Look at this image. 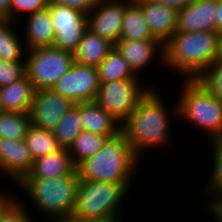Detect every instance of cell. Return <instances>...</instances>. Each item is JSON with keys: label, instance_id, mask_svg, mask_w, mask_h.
<instances>
[{"label": "cell", "instance_id": "cell-26", "mask_svg": "<svg viewBox=\"0 0 222 222\" xmlns=\"http://www.w3.org/2000/svg\"><path fill=\"white\" fill-rule=\"evenodd\" d=\"M79 113V103L71 107L52 130L61 148H70L76 137L83 131Z\"/></svg>", "mask_w": 222, "mask_h": 222}, {"label": "cell", "instance_id": "cell-36", "mask_svg": "<svg viewBox=\"0 0 222 222\" xmlns=\"http://www.w3.org/2000/svg\"><path fill=\"white\" fill-rule=\"evenodd\" d=\"M150 1L158 2L163 5L171 6L176 10H180L185 6H187L193 0H150Z\"/></svg>", "mask_w": 222, "mask_h": 222}, {"label": "cell", "instance_id": "cell-9", "mask_svg": "<svg viewBox=\"0 0 222 222\" xmlns=\"http://www.w3.org/2000/svg\"><path fill=\"white\" fill-rule=\"evenodd\" d=\"M47 8L55 29L53 46L74 53L88 30L87 14L56 3H49Z\"/></svg>", "mask_w": 222, "mask_h": 222}, {"label": "cell", "instance_id": "cell-18", "mask_svg": "<svg viewBox=\"0 0 222 222\" xmlns=\"http://www.w3.org/2000/svg\"><path fill=\"white\" fill-rule=\"evenodd\" d=\"M83 131L113 137L121 132V124L95 101L79 103Z\"/></svg>", "mask_w": 222, "mask_h": 222}, {"label": "cell", "instance_id": "cell-17", "mask_svg": "<svg viewBox=\"0 0 222 222\" xmlns=\"http://www.w3.org/2000/svg\"><path fill=\"white\" fill-rule=\"evenodd\" d=\"M25 19L26 24H24V28L22 27L23 31L21 29V32L27 50L35 47L53 46L55 29L48 8L27 15Z\"/></svg>", "mask_w": 222, "mask_h": 222}, {"label": "cell", "instance_id": "cell-41", "mask_svg": "<svg viewBox=\"0 0 222 222\" xmlns=\"http://www.w3.org/2000/svg\"><path fill=\"white\" fill-rule=\"evenodd\" d=\"M217 60L222 61V34H220V37H219V52H218Z\"/></svg>", "mask_w": 222, "mask_h": 222}, {"label": "cell", "instance_id": "cell-13", "mask_svg": "<svg viewBox=\"0 0 222 222\" xmlns=\"http://www.w3.org/2000/svg\"><path fill=\"white\" fill-rule=\"evenodd\" d=\"M33 162L25 140L0 138V174L3 176L2 178H7V181L10 180L15 186L25 175L29 174Z\"/></svg>", "mask_w": 222, "mask_h": 222}, {"label": "cell", "instance_id": "cell-42", "mask_svg": "<svg viewBox=\"0 0 222 222\" xmlns=\"http://www.w3.org/2000/svg\"><path fill=\"white\" fill-rule=\"evenodd\" d=\"M0 112H2V106H1V101H0Z\"/></svg>", "mask_w": 222, "mask_h": 222}, {"label": "cell", "instance_id": "cell-14", "mask_svg": "<svg viewBox=\"0 0 222 222\" xmlns=\"http://www.w3.org/2000/svg\"><path fill=\"white\" fill-rule=\"evenodd\" d=\"M114 47L138 76L143 73L141 71H145L146 67H151L150 65L154 62V59L160 63V67L163 66L161 68H164V49L159 40H119Z\"/></svg>", "mask_w": 222, "mask_h": 222}, {"label": "cell", "instance_id": "cell-7", "mask_svg": "<svg viewBox=\"0 0 222 222\" xmlns=\"http://www.w3.org/2000/svg\"><path fill=\"white\" fill-rule=\"evenodd\" d=\"M25 62L35 91L52 89L74 63V54L55 46L35 47L27 50Z\"/></svg>", "mask_w": 222, "mask_h": 222}, {"label": "cell", "instance_id": "cell-39", "mask_svg": "<svg viewBox=\"0 0 222 222\" xmlns=\"http://www.w3.org/2000/svg\"><path fill=\"white\" fill-rule=\"evenodd\" d=\"M217 32L222 34V0H217L216 17Z\"/></svg>", "mask_w": 222, "mask_h": 222}, {"label": "cell", "instance_id": "cell-27", "mask_svg": "<svg viewBox=\"0 0 222 222\" xmlns=\"http://www.w3.org/2000/svg\"><path fill=\"white\" fill-rule=\"evenodd\" d=\"M109 137L82 131L69 148L72 162L77 167L85 159L97 154Z\"/></svg>", "mask_w": 222, "mask_h": 222}, {"label": "cell", "instance_id": "cell-37", "mask_svg": "<svg viewBox=\"0 0 222 222\" xmlns=\"http://www.w3.org/2000/svg\"><path fill=\"white\" fill-rule=\"evenodd\" d=\"M0 20H11V0H0Z\"/></svg>", "mask_w": 222, "mask_h": 222}, {"label": "cell", "instance_id": "cell-38", "mask_svg": "<svg viewBox=\"0 0 222 222\" xmlns=\"http://www.w3.org/2000/svg\"><path fill=\"white\" fill-rule=\"evenodd\" d=\"M207 213L212 216L211 218L214 217L215 222H222V200L211 206Z\"/></svg>", "mask_w": 222, "mask_h": 222}, {"label": "cell", "instance_id": "cell-11", "mask_svg": "<svg viewBox=\"0 0 222 222\" xmlns=\"http://www.w3.org/2000/svg\"><path fill=\"white\" fill-rule=\"evenodd\" d=\"M75 104L52 89L37 90L29 110L32 125L52 131L65 113Z\"/></svg>", "mask_w": 222, "mask_h": 222}, {"label": "cell", "instance_id": "cell-23", "mask_svg": "<svg viewBox=\"0 0 222 222\" xmlns=\"http://www.w3.org/2000/svg\"><path fill=\"white\" fill-rule=\"evenodd\" d=\"M119 40H158L152 36L143 10L135 0L125 8Z\"/></svg>", "mask_w": 222, "mask_h": 222}, {"label": "cell", "instance_id": "cell-22", "mask_svg": "<svg viewBox=\"0 0 222 222\" xmlns=\"http://www.w3.org/2000/svg\"><path fill=\"white\" fill-rule=\"evenodd\" d=\"M18 23L13 20H0V60L10 62L26 60L27 48L20 34L21 29L17 27Z\"/></svg>", "mask_w": 222, "mask_h": 222}, {"label": "cell", "instance_id": "cell-5", "mask_svg": "<svg viewBox=\"0 0 222 222\" xmlns=\"http://www.w3.org/2000/svg\"><path fill=\"white\" fill-rule=\"evenodd\" d=\"M176 97L178 117L203 132L205 140L222 138V99L209 92L197 79L183 80Z\"/></svg>", "mask_w": 222, "mask_h": 222}, {"label": "cell", "instance_id": "cell-10", "mask_svg": "<svg viewBox=\"0 0 222 222\" xmlns=\"http://www.w3.org/2000/svg\"><path fill=\"white\" fill-rule=\"evenodd\" d=\"M52 90L69 98L74 104L95 101L99 92L97 67L74 61Z\"/></svg>", "mask_w": 222, "mask_h": 222}, {"label": "cell", "instance_id": "cell-4", "mask_svg": "<svg viewBox=\"0 0 222 222\" xmlns=\"http://www.w3.org/2000/svg\"><path fill=\"white\" fill-rule=\"evenodd\" d=\"M78 174H65L57 178H32L25 175L16 186L27 195L37 212L41 213L47 222H63L70 219L75 207Z\"/></svg>", "mask_w": 222, "mask_h": 222}, {"label": "cell", "instance_id": "cell-21", "mask_svg": "<svg viewBox=\"0 0 222 222\" xmlns=\"http://www.w3.org/2000/svg\"><path fill=\"white\" fill-rule=\"evenodd\" d=\"M113 48V43L88 29L82 37L77 50L73 53L74 61L98 67Z\"/></svg>", "mask_w": 222, "mask_h": 222}, {"label": "cell", "instance_id": "cell-19", "mask_svg": "<svg viewBox=\"0 0 222 222\" xmlns=\"http://www.w3.org/2000/svg\"><path fill=\"white\" fill-rule=\"evenodd\" d=\"M65 174H78L68 148L59 150L34 160L29 172L32 178H57Z\"/></svg>", "mask_w": 222, "mask_h": 222}, {"label": "cell", "instance_id": "cell-1", "mask_svg": "<svg viewBox=\"0 0 222 222\" xmlns=\"http://www.w3.org/2000/svg\"><path fill=\"white\" fill-rule=\"evenodd\" d=\"M159 91V87H152L121 125V132L140 159H143L142 154H147L145 151H150V148L161 150L165 146H174L170 143L173 137L170 130L173 129L172 118L178 117L177 102L175 100L173 108L169 109L166 107L168 104L165 105V97Z\"/></svg>", "mask_w": 222, "mask_h": 222}, {"label": "cell", "instance_id": "cell-24", "mask_svg": "<svg viewBox=\"0 0 222 222\" xmlns=\"http://www.w3.org/2000/svg\"><path fill=\"white\" fill-rule=\"evenodd\" d=\"M208 143L211 147L210 150H212V154L210 156L212 158L211 163L213 168H211L210 176L207 181H205L207 183H205L203 187L204 190L202 189V193H205L203 197H206L205 199H209L205 200L206 202L204 203L206 204L205 207H207H204L206 210L218 201L222 200V138L208 141Z\"/></svg>", "mask_w": 222, "mask_h": 222}, {"label": "cell", "instance_id": "cell-34", "mask_svg": "<svg viewBox=\"0 0 222 222\" xmlns=\"http://www.w3.org/2000/svg\"><path fill=\"white\" fill-rule=\"evenodd\" d=\"M101 0H50V3L71 7L88 14Z\"/></svg>", "mask_w": 222, "mask_h": 222}, {"label": "cell", "instance_id": "cell-35", "mask_svg": "<svg viewBox=\"0 0 222 222\" xmlns=\"http://www.w3.org/2000/svg\"><path fill=\"white\" fill-rule=\"evenodd\" d=\"M9 193L5 188L0 190V222H2L7 210L18 200L17 194Z\"/></svg>", "mask_w": 222, "mask_h": 222}, {"label": "cell", "instance_id": "cell-32", "mask_svg": "<svg viewBox=\"0 0 222 222\" xmlns=\"http://www.w3.org/2000/svg\"><path fill=\"white\" fill-rule=\"evenodd\" d=\"M26 76V62L0 60V88L8 86Z\"/></svg>", "mask_w": 222, "mask_h": 222}, {"label": "cell", "instance_id": "cell-8", "mask_svg": "<svg viewBox=\"0 0 222 222\" xmlns=\"http://www.w3.org/2000/svg\"><path fill=\"white\" fill-rule=\"evenodd\" d=\"M140 80L137 75L130 79L100 84L95 102L122 125L140 100L154 87L149 83L143 85V79Z\"/></svg>", "mask_w": 222, "mask_h": 222}, {"label": "cell", "instance_id": "cell-30", "mask_svg": "<svg viewBox=\"0 0 222 222\" xmlns=\"http://www.w3.org/2000/svg\"><path fill=\"white\" fill-rule=\"evenodd\" d=\"M197 80L209 92L222 99V61L216 60Z\"/></svg>", "mask_w": 222, "mask_h": 222}, {"label": "cell", "instance_id": "cell-33", "mask_svg": "<svg viewBox=\"0 0 222 222\" xmlns=\"http://www.w3.org/2000/svg\"><path fill=\"white\" fill-rule=\"evenodd\" d=\"M5 213V216L2 222H32L33 217L31 218L30 210L26 203L22 201L23 198H19ZM21 199V200H20ZM26 204V206H25ZM28 208V209H27ZM29 211V212H28ZM35 222V221H33Z\"/></svg>", "mask_w": 222, "mask_h": 222}, {"label": "cell", "instance_id": "cell-29", "mask_svg": "<svg viewBox=\"0 0 222 222\" xmlns=\"http://www.w3.org/2000/svg\"><path fill=\"white\" fill-rule=\"evenodd\" d=\"M30 125L28 113L0 112V138L24 140Z\"/></svg>", "mask_w": 222, "mask_h": 222}, {"label": "cell", "instance_id": "cell-31", "mask_svg": "<svg viewBox=\"0 0 222 222\" xmlns=\"http://www.w3.org/2000/svg\"><path fill=\"white\" fill-rule=\"evenodd\" d=\"M49 3L50 0H11V20L16 22L19 21L20 23L22 22V19L20 20V18L25 20L24 17L47 8Z\"/></svg>", "mask_w": 222, "mask_h": 222}, {"label": "cell", "instance_id": "cell-16", "mask_svg": "<svg viewBox=\"0 0 222 222\" xmlns=\"http://www.w3.org/2000/svg\"><path fill=\"white\" fill-rule=\"evenodd\" d=\"M142 8L152 36L164 44L176 31L178 10L150 0H135Z\"/></svg>", "mask_w": 222, "mask_h": 222}, {"label": "cell", "instance_id": "cell-2", "mask_svg": "<svg viewBox=\"0 0 222 222\" xmlns=\"http://www.w3.org/2000/svg\"><path fill=\"white\" fill-rule=\"evenodd\" d=\"M217 31L175 33L163 44L164 68L177 71L182 80L197 79L218 58Z\"/></svg>", "mask_w": 222, "mask_h": 222}, {"label": "cell", "instance_id": "cell-6", "mask_svg": "<svg viewBox=\"0 0 222 222\" xmlns=\"http://www.w3.org/2000/svg\"><path fill=\"white\" fill-rule=\"evenodd\" d=\"M133 183L80 180L71 218L103 220L121 217L122 205Z\"/></svg>", "mask_w": 222, "mask_h": 222}, {"label": "cell", "instance_id": "cell-15", "mask_svg": "<svg viewBox=\"0 0 222 222\" xmlns=\"http://www.w3.org/2000/svg\"><path fill=\"white\" fill-rule=\"evenodd\" d=\"M217 0H193L178 10L176 31H217Z\"/></svg>", "mask_w": 222, "mask_h": 222}, {"label": "cell", "instance_id": "cell-40", "mask_svg": "<svg viewBox=\"0 0 222 222\" xmlns=\"http://www.w3.org/2000/svg\"><path fill=\"white\" fill-rule=\"evenodd\" d=\"M122 219L123 218L121 217H111L103 220H81V219L70 218L63 222H122Z\"/></svg>", "mask_w": 222, "mask_h": 222}, {"label": "cell", "instance_id": "cell-25", "mask_svg": "<svg viewBox=\"0 0 222 222\" xmlns=\"http://www.w3.org/2000/svg\"><path fill=\"white\" fill-rule=\"evenodd\" d=\"M97 71L99 85L111 81L130 79L137 76L115 47L98 65Z\"/></svg>", "mask_w": 222, "mask_h": 222}, {"label": "cell", "instance_id": "cell-28", "mask_svg": "<svg viewBox=\"0 0 222 222\" xmlns=\"http://www.w3.org/2000/svg\"><path fill=\"white\" fill-rule=\"evenodd\" d=\"M24 140L33 160L53 153L61 148L52 131L37 128L32 124L28 128Z\"/></svg>", "mask_w": 222, "mask_h": 222}, {"label": "cell", "instance_id": "cell-3", "mask_svg": "<svg viewBox=\"0 0 222 222\" xmlns=\"http://www.w3.org/2000/svg\"><path fill=\"white\" fill-rule=\"evenodd\" d=\"M139 163L142 164L141 159L120 132L108 138L103 148L94 156L82 161L76 170L80 180L133 183L138 174L136 172L140 169Z\"/></svg>", "mask_w": 222, "mask_h": 222}, {"label": "cell", "instance_id": "cell-20", "mask_svg": "<svg viewBox=\"0 0 222 222\" xmlns=\"http://www.w3.org/2000/svg\"><path fill=\"white\" fill-rule=\"evenodd\" d=\"M35 89L25 76L17 82L0 88L2 111L29 113Z\"/></svg>", "mask_w": 222, "mask_h": 222}, {"label": "cell", "instance_id": "cell-12", "mask_svg": "<svg viewBox=\"0 0 222 222\" xmlns=\"http://www.w3.org/2000/svg\"><path fill=\"white\" fill-rule=\"evenodd\" d=\"M132 0H101L88 14V29L114 45L119 41L126 6Z\"/></svg>", "mask_w": 222, "mask_h": 222}]
</instances>
